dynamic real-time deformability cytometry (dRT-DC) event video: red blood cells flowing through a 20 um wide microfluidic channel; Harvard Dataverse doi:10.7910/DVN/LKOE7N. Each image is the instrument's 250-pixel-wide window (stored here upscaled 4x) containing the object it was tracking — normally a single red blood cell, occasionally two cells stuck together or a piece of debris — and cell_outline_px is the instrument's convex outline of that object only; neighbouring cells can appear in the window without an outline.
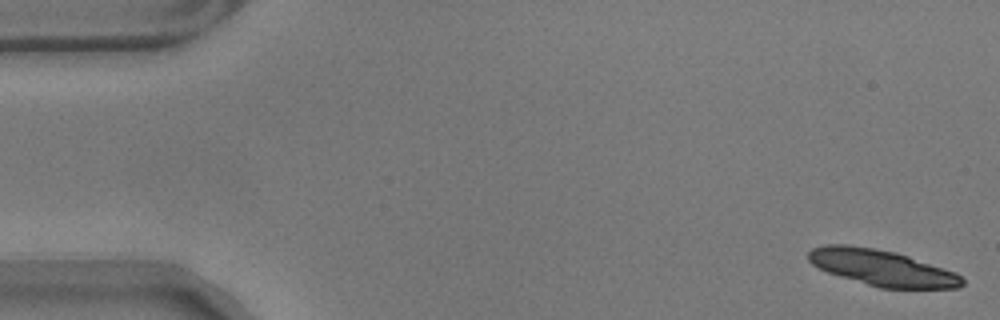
{"species": "common noctule bat (a hibernating species)", "species_latin": "Nyctalus noctula", "temperature_condition": "warm", "stored_images_in_passage": 57, "camera_frame_rate_fps": 3000, "um_per_image_px": 0.085, "animal": {"sex": "male", "body_mass_g": 17.9}, "frame": {"image": 1, "passage_image": 1, "time_ms": 0.0, "image_size_px": [1000, 320], "cell_outline_px": [[964, 284], [960, 288], [880, 288], [840, 276], [828, 272], [812, 264], [808, 260], [808, 252], [812, 248], [824, 244], [848, 244], [876, 248], [896, 252], [956, 272], [964, 280]], "centroid_in_image_um": [74.96, 22.75], "position_along_channel_um": 10.0, "area_um2": 32.25}}
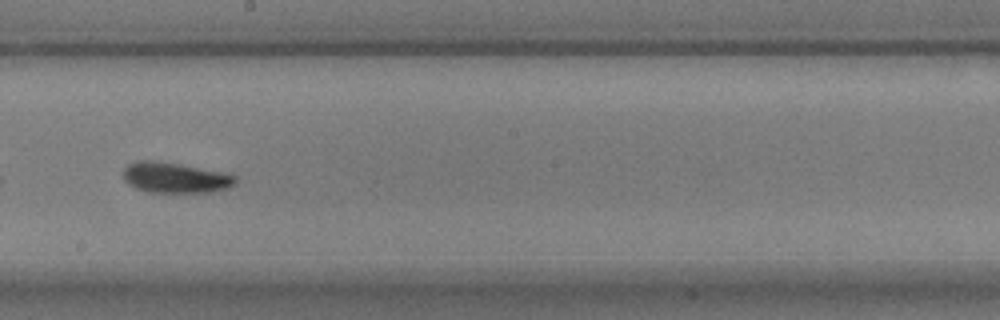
{"frame": {"image": 2, "passage_image": 32, "time_ms": 10.333, "image_size_px": [1000, 320], "cell_outline_px": [[236, 184], [228, 188], [212, 192], [148, 192], [136, 188], [128, 184], [124, 180], [124, 168], [128, 164], [140, 160], [152, 160], [180, 164], [220, 172], [236, 176]], "centroid_in_image_um": [14.87, 15.11], "position_along_channel_um": 233.3, "area_um2": 19.83}}
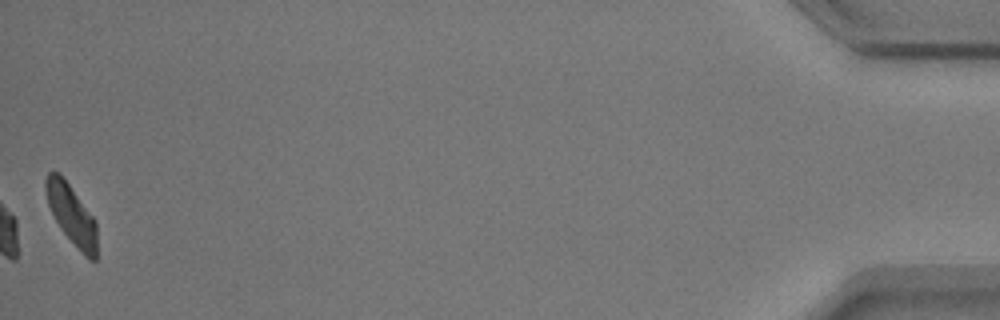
{"frame": {"image": 3, "passage_image": 57, "time_ms": 18.667, "image_size_px": [1000, 320], "cell_outline_px": [[96, 260], [88, 260], [84, 256], [60, 228], [48, 204], [44, 188], [44, 180], [48, 172], [60, 172], [96, 220]], "centroid_in_image_um": [6.07, 18.22], "position_along_channel_um": 429.1, "area_um2": 17.86}, "authors_computed_cell_mechanics": {"area_um2": 19.4786, "velocity_mm_per_s": 3.4964, "shape_relaxation_time_tau1_ms": 3.5638, "shape_relaxation_time_tau2_ms": 2.5373, "deformation_change_tau1": 0.1313, "deformation_change_tau2": 0.0975}}